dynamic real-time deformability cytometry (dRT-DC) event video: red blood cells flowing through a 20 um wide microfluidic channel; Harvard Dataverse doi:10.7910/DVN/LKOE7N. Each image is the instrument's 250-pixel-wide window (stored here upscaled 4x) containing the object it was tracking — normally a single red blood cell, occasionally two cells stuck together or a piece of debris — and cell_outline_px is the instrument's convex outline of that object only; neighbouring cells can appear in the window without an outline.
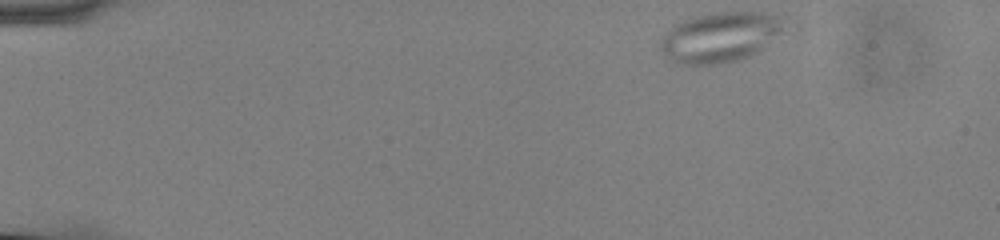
{"species": "common noctule bat (a hibernating species)", "species_latin": "Nyctalus noctula", "temperature_condition": "cold", "stored_images_in_passage": 50, "camera_frame_rate_fps": 3000, "um_per_image_px": 0.085, "animal": {"sex": "male", "body_mass_g": 13.0, "forearm_length_mm": 53.1}, "frame": {"image": 1, "passage_image": 1, "time_ms": 0.0, "image_size_px": [1000, 240], "cell_outline_px": [[800, 28], [796, 32], [748, 56], [736, 60], [716, 64], [676, 64], [660, 48], [660, 40], [672, 24], [692, 16], [712, 12], [760, 12], [776, 16], [796, 24]], "centroid_in_image_um": [61.46, 3.11], "position_along_channel_um": 23.5, "area_um2": 37.97}}
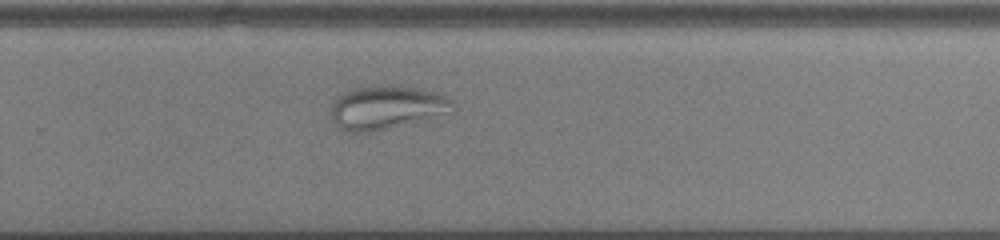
{"frame": {"image": 2, "passage_image": 32, "time_ms": 10.333, "image_size_px": [1000, 240], "cell_outline_px": [[456, 108], [452, 112], [372, 132], [352, 132], [340, 128], [332, 120], [332, 104], [336, 96], [352, 88], [376, 84], [392, 84], [416, 88], [436, 92], [452, 100], [456, 104]], "centroid_in_image_um": [32.86, 9.1], "position_along_channel_um": 296.9, "area_um2": 31.1}}
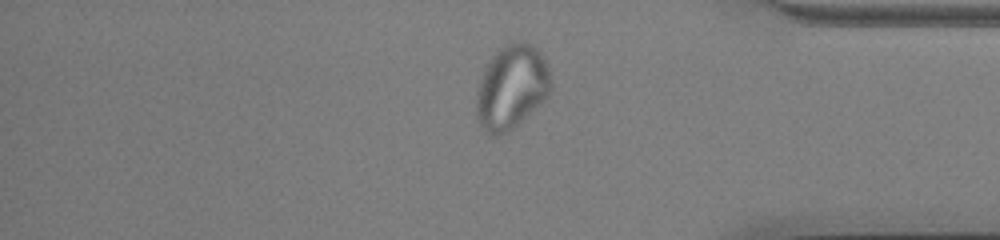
{"frame": {"image": 3, "passage_image": 41, "time_ms": 13.333, "image_size_px": [1000, 240], "cell_outline_px": [[552, 88], [548, 96], [540, 104], [508, 132], [500, 136], [492, 136], [480, 124], [476, 116], [476, 100], [480, 80], [484, 68], [492, 56], [500, 48], [508, 44], [520, 40], [524, 40], [536, 48], [544, 56], [552, 80]], "centroid_in_image_um": [43.5, 7.4], "position_along_channel_um": 391.7, "area_um2": 36.53}}